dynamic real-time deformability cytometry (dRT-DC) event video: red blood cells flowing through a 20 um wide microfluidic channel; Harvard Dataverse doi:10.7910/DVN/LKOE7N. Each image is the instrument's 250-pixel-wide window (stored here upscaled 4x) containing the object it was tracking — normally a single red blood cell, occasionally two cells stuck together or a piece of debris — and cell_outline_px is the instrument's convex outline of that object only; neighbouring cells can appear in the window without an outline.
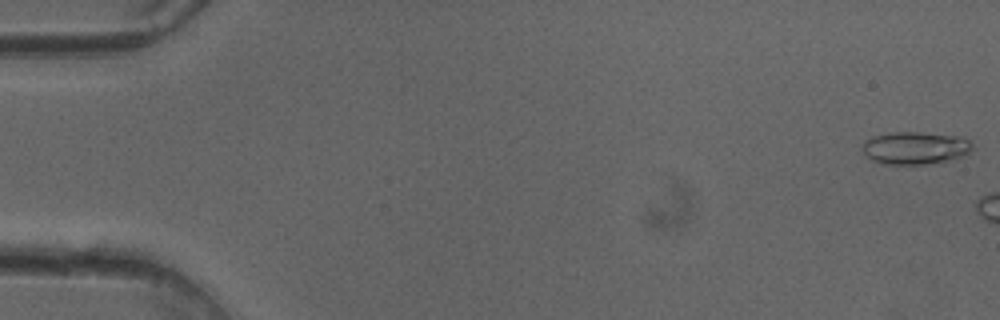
{"species": "common noctule bat (a hibernating species)", "species_latin": "Nyctalus noctula", "temperature_condition": "cold", "stored_images_in_passage": 6, "camera_frame_rate_fps": 3000, "um_per_image_px": 0.085, "animal": {"sex": "female"}, "frame": {"image": 1, "passage_image": 1, "time_ms": 0.0, "image_size_px": [1000, 320], "cell_outline_px": [[972, 148], [968, 152], [952, 160], [924, 164], [884, 164], [872, 160], [864, 152], [864, 140], [872, 136], [896, 132], [920, 132], [964, 136], [972, 144]], "centroid_in_image_um": [77.81, 12.56], "position_along_channel_um": 7.2, "area_um2": 20.81}}